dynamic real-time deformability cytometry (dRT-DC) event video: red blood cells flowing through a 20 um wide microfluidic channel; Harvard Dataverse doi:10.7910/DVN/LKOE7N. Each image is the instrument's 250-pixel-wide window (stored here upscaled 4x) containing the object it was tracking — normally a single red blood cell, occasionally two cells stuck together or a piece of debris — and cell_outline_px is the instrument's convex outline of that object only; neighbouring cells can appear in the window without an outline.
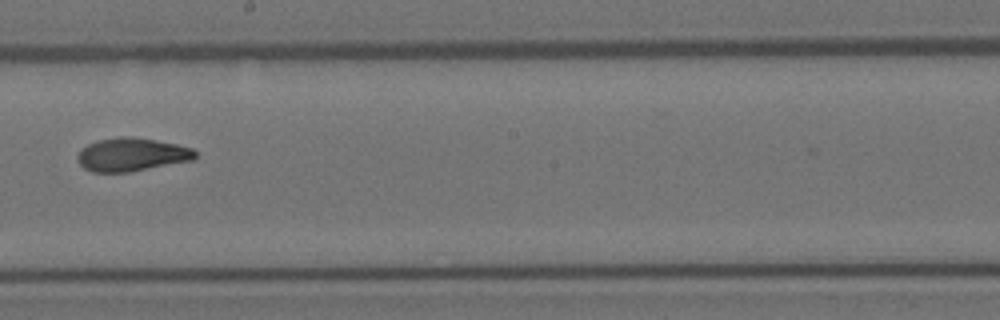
{"species": "Egyptian fruit bat (a non-hibernating species)", "species_latin": "Rousettus aegyptiacus", "temperature_condition": "room temperature", "stored_images_in_passage": 9, "camera_frame_rate_fps": 3000, "um_per_image_px": 0.085, "animal": {"sex": "female"}, "frame": {"image": 1, "passage_image": 9, "time_ms": 2.667, "image_size_px": [1000, 320], "cell_outline_px": [[196, 156], [192, 160], [128, 172], [92, 172], [84, 168], [76, 160], [76, 156], [88, 144], [96, 140], [120, 136], [128, 136], [156, 140], [176, 144], [192, 148], [196, 152]], "centroid_in_image_um": [11.16, 13.13], "position_along_channel_um": 237.0, "area_um2": 22.72}}